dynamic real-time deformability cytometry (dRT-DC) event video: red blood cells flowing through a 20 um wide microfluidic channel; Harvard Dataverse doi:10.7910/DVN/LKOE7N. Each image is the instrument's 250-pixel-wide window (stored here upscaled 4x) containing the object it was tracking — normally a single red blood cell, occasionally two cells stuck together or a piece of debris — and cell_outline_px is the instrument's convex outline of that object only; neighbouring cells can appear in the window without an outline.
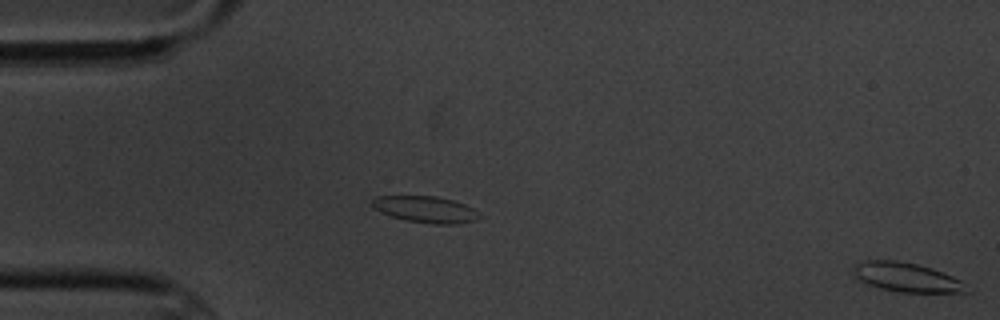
{"species": "common noctule bat (a hibernating species)", "species_latin": "Nyctalus noctula", "temperature_condition": "cold", "stored_images_in_passage": 4, "camera_frame_rate_fps": 3000, "um_per_image_px": 0.085, "animal": {"sex": "male", "body_mass_g": 20.1, "forearm_length_mm": 53.5}, "frame": {"image": 1, "passage_image": 4, "time_ms": 4.333, "image_size_px": [1000, 320], "cell_outline_px": [[964, 292], [900, 292], [880, 288], [856, 280], [852, 276], [852, 268], [856, 264], [864, 260], [896, 260], [916, 264], [932, 268], [952, 276], [960, 280], [964, 288]], "centroid_in_image_um": [76.92, 23.55], "position_along_channel_um": 8.1, "area_um2": 19.07}}